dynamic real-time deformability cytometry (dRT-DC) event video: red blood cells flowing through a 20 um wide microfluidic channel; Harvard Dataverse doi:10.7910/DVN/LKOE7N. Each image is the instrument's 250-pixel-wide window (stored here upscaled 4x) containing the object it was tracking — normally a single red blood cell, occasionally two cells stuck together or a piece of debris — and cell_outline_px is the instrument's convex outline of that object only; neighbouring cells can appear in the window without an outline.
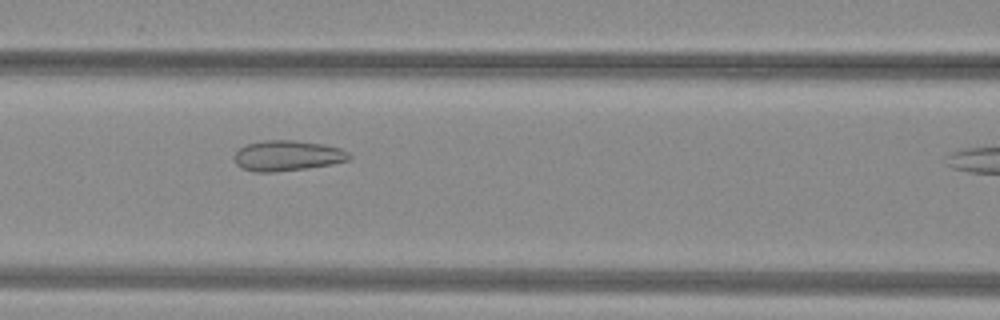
{"species": "common noctule bat (a hibernating species)", "species_latin": "Nyctalus noctula", "temperature_condition": "warm", "stored_images_in_passage": 24, "camera_frame_rate_fps": 3000, "um_per_image_px": 0.085, "animal": {"sex": "female", "body_mass_g": 29.2, "forearm_length_mm": 56.3}, "frame": {"image": 1, "passage_image": 17, "time_ms": 5.333, "image_size_px": [1000, 320], "cell_outline_px": [[352, 156], [348, 160], [332, 164], [308, 168], [276, 172], [252, 172], [240, 168], [236, 164], [232, 156], [240, 148], [248, 144], [264, 140], [292, 140], [324, 144], [340, 148], [348, 152]], "centroid_in_image_um": [24.4, 13.24], "position_along_channel_um": 142.2, "area_um2": 20.58}}
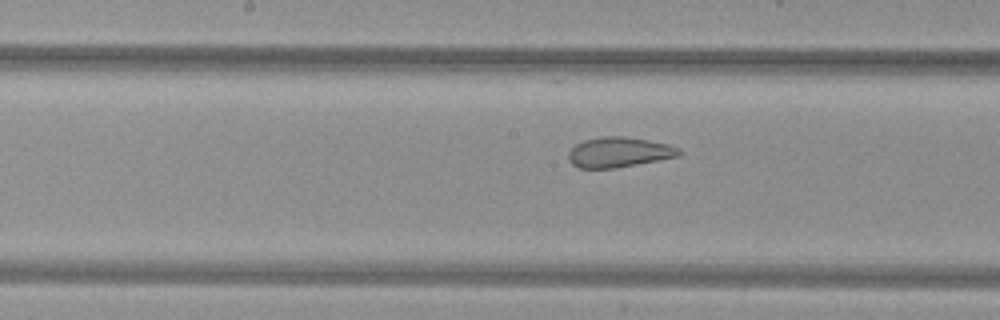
{"frame": {"image": 2, "passage_image": 21, "time_ms": 6.667, "image_size_px": [1000, 320], "cell_outline_px": [[680, 156], [616, 168], [580, 168], [572, 164], [568, 160], [568, 152], [576, 144], [584, 140], [604, 136], [624, 136], [648, 140], [668, 144], [680, 148]], "centroid_in_image_um": [52.61, 12.94], "position_along_channel_um": 195.6, "area_um2": 19.42}}